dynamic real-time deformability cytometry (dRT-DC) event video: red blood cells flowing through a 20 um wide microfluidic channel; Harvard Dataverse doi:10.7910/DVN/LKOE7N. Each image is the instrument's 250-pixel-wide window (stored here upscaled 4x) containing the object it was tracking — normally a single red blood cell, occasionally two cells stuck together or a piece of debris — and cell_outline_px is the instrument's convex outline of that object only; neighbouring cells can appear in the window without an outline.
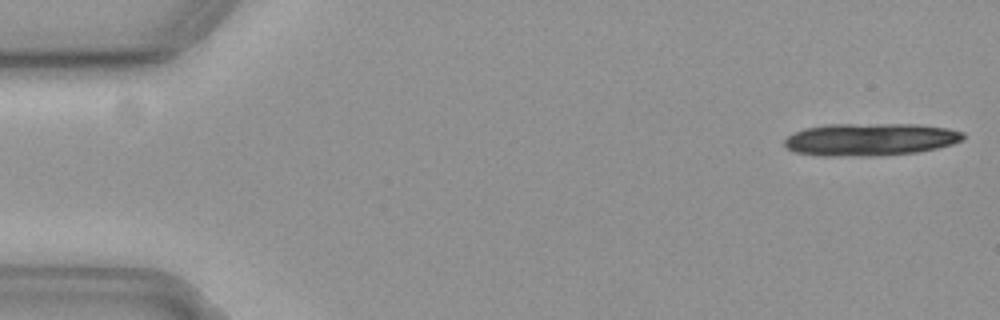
{"species": "common noctule bat (a hibernating species)", "species_latin": "Nyctalus noctula", "temperature_condition": "cold", "stored_images_in_passage": 17, "camera_frame_rate_fps": 3000, "um_per_image_px": 0.085, "animal": {"sex": "female", "body_mass_g": 19.3, "forearm_length_mm": 54.1}, "frame": {"image": 1, "passage_image": 1, "time_ms": 0.0, "image_size_px": [1000, 320], "cell_outline_px": [[964, 136], [960, 140], [952, 144], [936, 148], [916, 152], [876, 156], [824, 156], [796, 152], [788, 148], [784, 144], [784, 140], [788, 136], [804, 128], [828, 124], [916, 124], [948, 128], [964, 132]], "centroid_in_image_um": [73.96, 11.85], "position_along_channel_um": 11.0, "area_um2": 33.81}}